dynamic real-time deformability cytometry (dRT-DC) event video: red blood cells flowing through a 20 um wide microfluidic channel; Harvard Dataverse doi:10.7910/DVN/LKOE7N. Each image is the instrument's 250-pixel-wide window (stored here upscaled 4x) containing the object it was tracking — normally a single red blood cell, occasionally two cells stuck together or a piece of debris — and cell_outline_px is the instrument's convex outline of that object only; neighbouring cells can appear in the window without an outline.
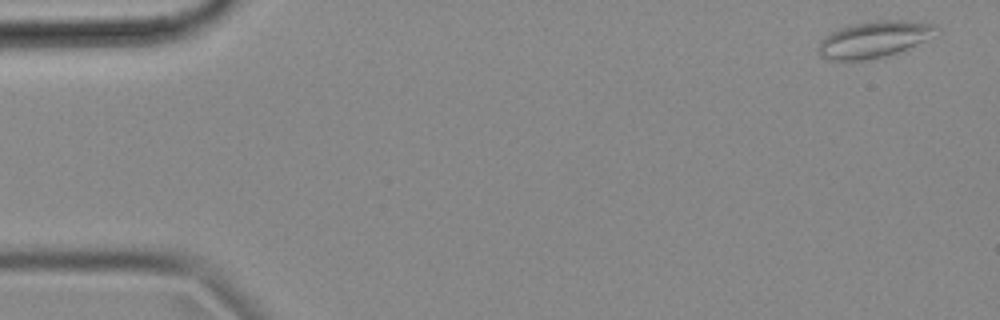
{"species": "common noctule bat (a hibernating species)", "species_latin": "Nyctalus noctula", "temperature_condition": "cold", "stored_images_in_passage": 54, "camera_frame_rate_fps": 3000, "um_per_image_px": 0.085, "animal": {"sex": "female", "body_mass_g": 18.4}, "frame": {"image": 1, "passage_image": 1, "time_ms": 0.0, "image_size_px": [1000, 320], "cell_outline_px": [[936, 28], [924, 40], [896, 52], [884, 56], [864, 60], [828, 60], [820, 56], [816, 52], [816, 48], [820, 40], [824, 36], [840, 28], [852, 24], [876, 20], [900, 20], [936, 24]], "centroid_in_image_um": [74.15, 3.35], "position_along_channel_um": 10.8, "area_um2": 24.51}}
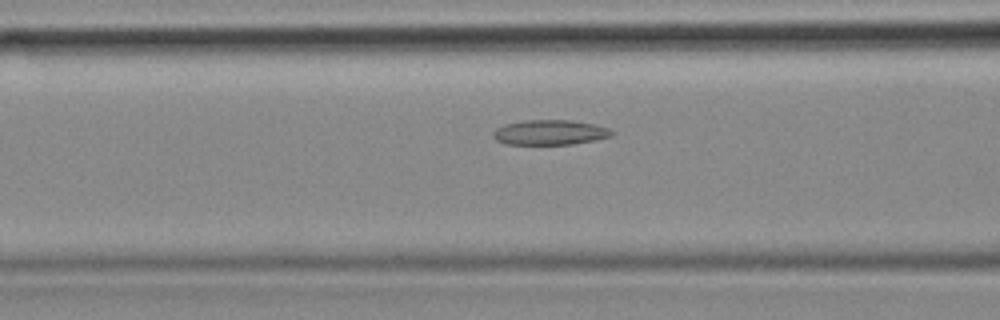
{"frame": {"image": 2, "passage_image": 20, "time_ms": 6.333, "image_size_px": [1000, 320], "cell_outline_px": [[616, 132], [612, 136], [596, 140], [572, 144], [504, 144], [496, 140], [492, 136], [492, 132], [496, 128], [504, 124], [524, 120], [572, 120], [596, 124], [608, 128]], "centroid_in_image_um": [46.75, 11.25], "position_along_channel_um": 119.8, "area_um2": 17.51}}
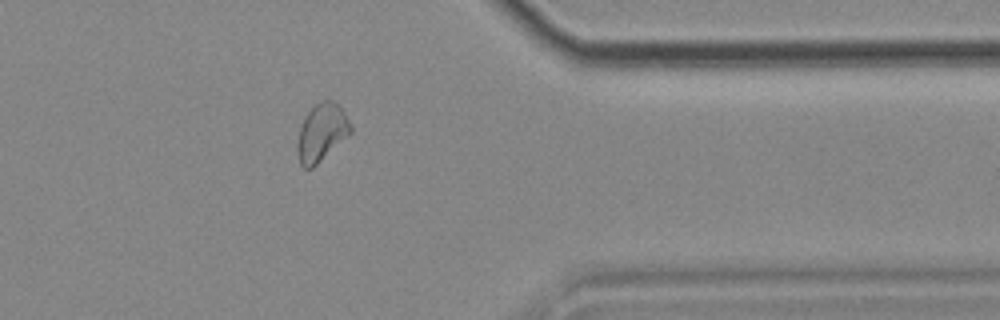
{"frame": {"image": 3, "passage_image": 43, "time_ms": 14.0, "image_size_px": [1000, 320], "cell_outline_px": [[352, 132], [312, 168], [304, 168], [300, 164], [296, 148], [296, 144], [300, 128], [308, 112], [320, 100], [332, 100], [344, 112], [352, 128]], "centroid_in_image_um": [27.32, 11.27], "position_along_channel_um": 384.1, "area_um2": 17.51}}